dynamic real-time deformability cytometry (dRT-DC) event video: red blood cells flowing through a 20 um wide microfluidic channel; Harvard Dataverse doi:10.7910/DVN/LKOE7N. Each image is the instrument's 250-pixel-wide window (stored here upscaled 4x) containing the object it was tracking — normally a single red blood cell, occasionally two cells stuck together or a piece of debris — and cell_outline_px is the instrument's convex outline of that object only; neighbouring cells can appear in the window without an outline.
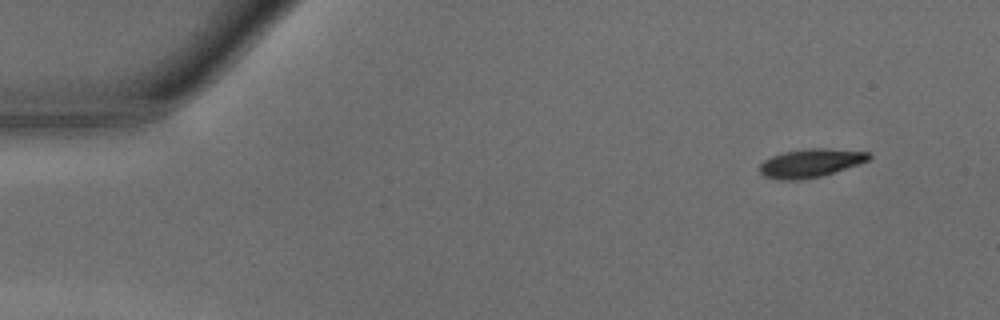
{"species": "common noctule bat (a hibernating species)", "species_latin": "Nyctalus noctula", "temperature_condition": "warm", "stored_images_in_passage": 45, "camera_frame_rate_fps": 3000, "um_per_image_px": 0.085, "animal": {"sex": "male", "body_mass_g": 15.6}, "frame": {"image": 1, "passage_image": 1, "time_ms": 0.0, "image_size_px": [1000, 320], "cell_outline_px": [[872, 156], [868, 160], [860, 164], [820, 176], [800, 180], [780, 180], [764, 176], [760, 172], [760, 164], [764, 160], [772, 156], [784, 152], [804, 148], [828, 148], [868, 152]], "centroid_in_image_um": [68.9, 13.85], "position_along_channel_um": 16.1, "area_um2": 18.09}}
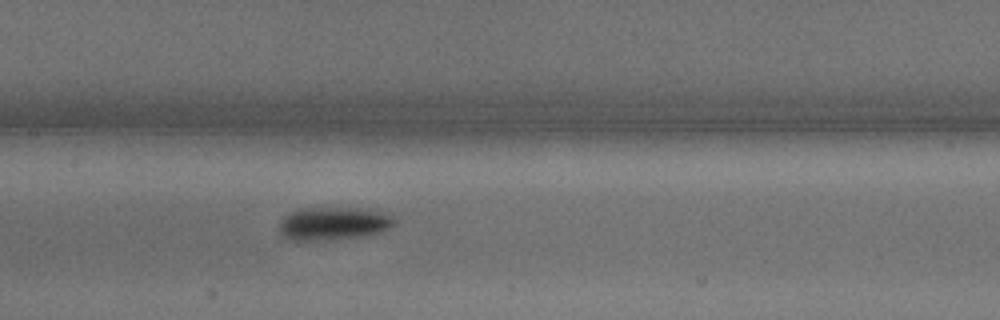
{"frame": {"image": 2, "passage_image": 20, "time_ms": 6.333, "image_size_px": [1000, 320], "cell_outline_px": [[396, 224], [384, 232], [360, 236], [324, 240], [292, 240], [284, 236], [280, 232], [280, 220], [284, 216], [300, 208], [364, 208], [384, 212], [392, 216], [396, 220]], "centroid_in_image_um": [28.4, 18.99], "position_along_channel_um": 179.0, "area_um2": 22.25}}
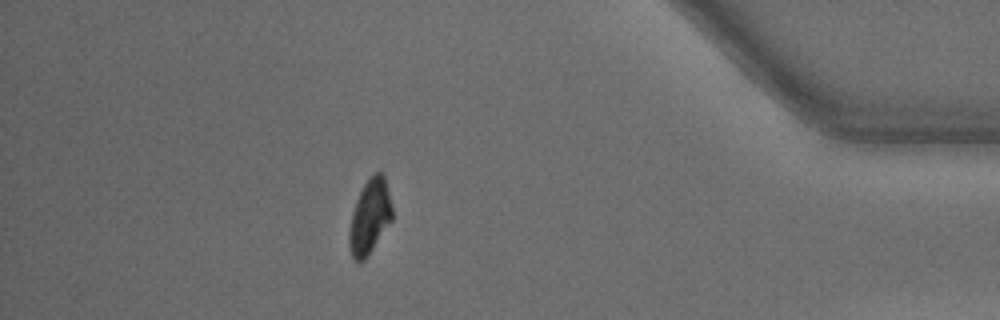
{"frame": {"image": 3, "passage_image": 39, "time_ms": 12.667, "image_size_px": [1000, 320], "cell_outline_px": [[392, 220], [368, 256], [360, 264], [352, 256], [348, 244], [348, 232], [352, 212], [356, 200], [364, 184], [376, 172], [380, 172], [384, 176], [392, 208]], "centroid_in_image_um": [31.41, 18.47], "position_along_channel_um": 403.8, "area_um2": 18.55}, "authors_computed_cell_mechanics": {"area_um2": 19.4786, "velocity_mm_per_s": 4.2303, "shape_relaxation_time_tau1_ms": 2.0567, "shape_relaxation_time_tau2_ms": null, "deformation_change_tau1": 0.1375, "deformation_change_tau2": null}}